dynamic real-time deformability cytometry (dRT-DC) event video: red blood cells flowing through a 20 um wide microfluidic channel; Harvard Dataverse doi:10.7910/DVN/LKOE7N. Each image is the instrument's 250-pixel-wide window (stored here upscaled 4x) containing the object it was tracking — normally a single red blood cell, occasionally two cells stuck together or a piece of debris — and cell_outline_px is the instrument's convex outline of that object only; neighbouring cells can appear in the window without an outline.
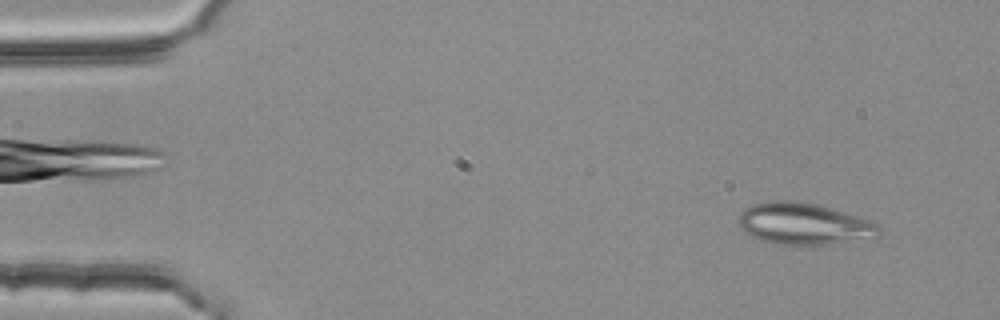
{"species": "common noctule bat (a hibernating species)", "species_latin": "Nyctalus noctula", "temperature_condition": "room temperature", "stored_images_in_passage": 52, "camera_frame_rate_fps": 3000, "um_per_image_px": 0.085, "animal": {"sex": "female", "body_mass_g": 25.1}, "frame": {"image": 1, "passage_image": 4, "time_ms": 1.0, "image_size_px": [1000, 320], "cell_outline_px": [[880, 236], [872, 240], [828, 244], [772, 244], [760, 240], [744, 232], [736, 224], [736, 216], [744, 208], [752, 204], [776, 200], [792, 200], [812, 204], [828, 208], [856, 216], [880, 224]], "centroid_in_image_um": [68.31, 19.04], "position_along_channel_um": 16.7, "area_um2": 34.51}}
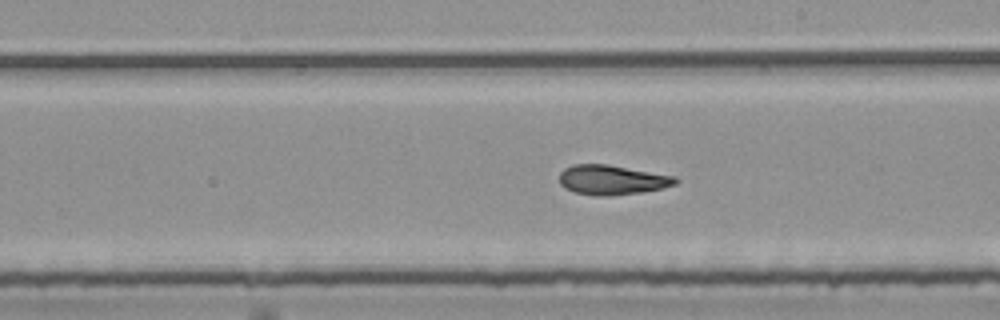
{"frame": {"image": 2, "passage_image": 30, "time_ms": 9.667, "image_size_px": [1000, 320], "cell_outline_px": [[680, 180], [676, 184], [664, 188], [640, 192], [612, 196], [596, 196], [576, 192], [564, 188], [560, 184], [560, 172], [564, 168], [572, 164], [608, 164], [676, 176]], "centroid_in_image_um": [52.04, 15.28], "position_along_channel_um": 237.0, "area_um2": 20.29}}
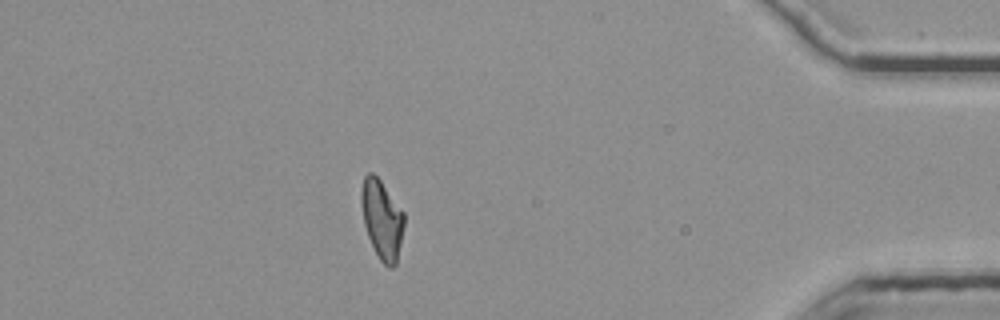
{"frame": {"image": 3, "passage_image": 47, "time_ms": 15.333, "image_size_px": [1000, 320], "cell_outline_px": [[404, 224], [396, 264], [392, 268], [388, 268], [380, 260], [368, 236], [364, 224], [360, 200], [360, 188], [364, 176], [368, 172], [372, 172], [380, 180], [404, 212]], "centroid_in_image_um": [32.44, 18.62], "position_along_channel_um": 402.8, "area_um2": 19.65}, "authors_computed_cell_mechanics": {"area_um2": 20.0277, "velocity_mm_per_s": 3.761, "shape_relaxation_time_tau1_ms": null, "shape_relaxation_time_tau2_ms": 4.3799, "deformation_change_tau1": null, "deformation_change_tau2": 0.1285}}